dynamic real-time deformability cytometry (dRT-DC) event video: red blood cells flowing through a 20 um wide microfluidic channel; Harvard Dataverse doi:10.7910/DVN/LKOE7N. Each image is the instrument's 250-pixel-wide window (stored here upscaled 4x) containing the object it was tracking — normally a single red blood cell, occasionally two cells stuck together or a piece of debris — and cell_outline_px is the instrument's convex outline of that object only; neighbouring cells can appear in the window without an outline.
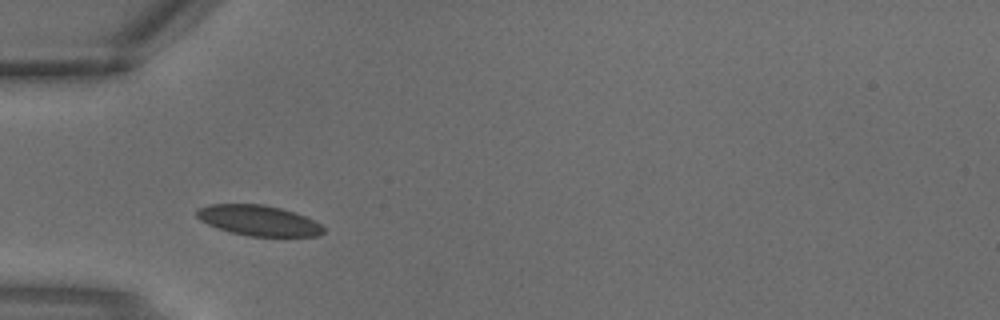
{"species": "common noctule bat (a hibernating species)", "species_latin": "Nyctalus noctula", "temperature_condition": "warm", "stored_images_in_passage": 1, "camera_frame_rate_fps": 3000, "um_per_image_px": 0.085, "animal": {"sex": "male", "body_mass_g": 18.8}, "frame": {"image": 1, "passage_image": 1, "time_ms": 0.0, "image_size_px": [1000, 320], "cell_outline_px": [[324, 232], [320, 236], [248, 236], [232, 232], [208, 224], [200, 220], [196, 216], [196, 208], [208, 204], [264, 204], [280, 208], [304, 216], [320, 224], [324, 228]], "centroid_in_image_um": [21.95, 18.73], "position_along_channel_um": 63.1, "area_um2": 22.31}}